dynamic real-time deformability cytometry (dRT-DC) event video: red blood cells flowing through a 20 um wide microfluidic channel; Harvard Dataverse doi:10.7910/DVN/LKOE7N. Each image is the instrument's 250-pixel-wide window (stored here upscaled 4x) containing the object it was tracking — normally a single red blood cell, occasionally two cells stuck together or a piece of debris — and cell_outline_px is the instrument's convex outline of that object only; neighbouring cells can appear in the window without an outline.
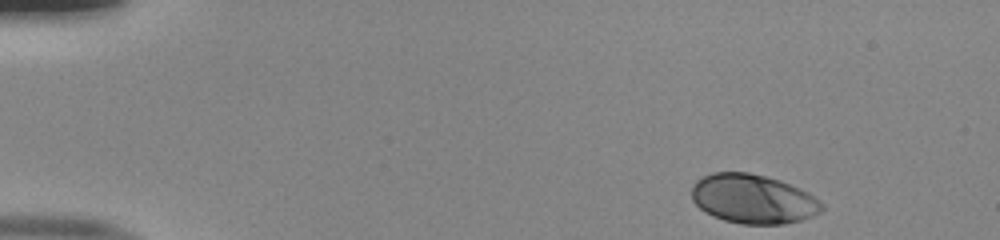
{"species": "human", "species_latin": "Homo sapiens", "temperature_condition": "room temperature", "stored_images_in_passage": 46, "camera_frame_rate_fps": 3000, "um_per_image_px": 0.085, "donor": {"sex": "male"}, "frame": {"image": 1, "passage_image": 1, "time_ms": 0.0, "image_size_px": [1000, 240], "cell_outline_px": [[824, 208], [820, 212], [812, 216], [800, 220], [784, 224], [740, 224], [724, 220], [712, 216], [704, 212], [692, 200], [692, 184], [696, 180], [712, 172], [748, 172], [780, 180], [800, 188], [808, 192], [824, 204]], "centroid_in_image_um": [64.0, 16.91], "position_along_channel_um": 21.0, "area_um2": 37.51}}
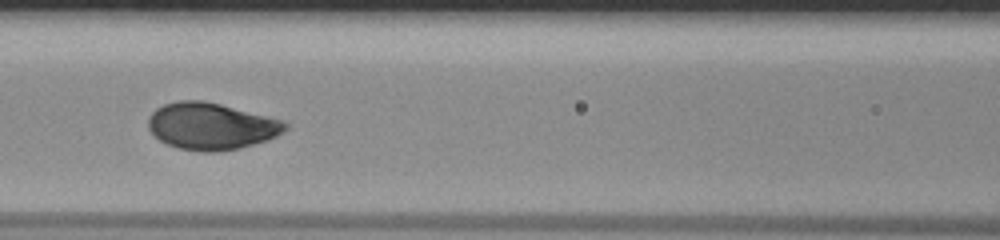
{"frame": {"image": 2, "passage_image": 19, "time_ms": 6.0, "image_size_px": [1000, 240], "cell_outline_px": [[288, 128], [284, 132], [268, 140], [240, 148], [216, 152], [200, 152], [180, 148], [168, 144], [160, 140], [148, 128], [148, 116], [156, 108], [164, 104], [180, 100], [204, 100], [284, 120], [288, 124]], "centroid_in_image_um": [17.97, 10.72], "position_along_channel_um": 148.6, "area_um2": 37.51}}
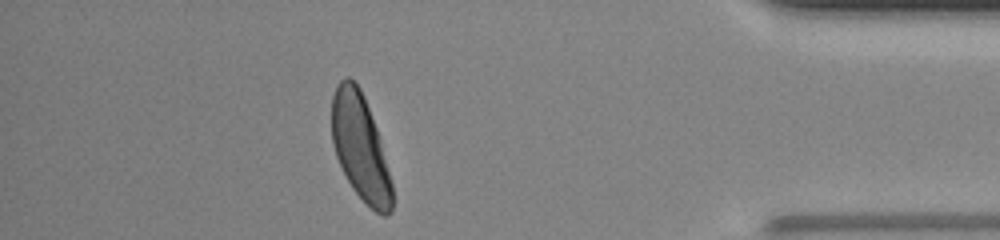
{"frame": {"image": 3, "passage_image": 41, "time_ms": 13.333, "image_size_px": [1000, 240], "cell_outline_px": [[392, 212], [388, 216], [384, 216], [376, 212], [352, 188], [336, 156], [332, 144], [332, 96], [336, 84], [344, 76], [348, 76], [360, 88], [364, 96], [376, 128], [380, 140], [392, 184]], "centroid_in_image_um": [30.61, 12.49], "position_along_channel_um": 404.6, "area_um2": 36.88}, "authors_computed_cell_mechanics": {"area_um2": 37.1076, "velocity_mm_per_s": 3.9837, "shape_relaxation_time_tau1_ms": 2.2425, "shape_relaxation_time_tau2_ms": null, "deformation_change_tau1": 0.1563, "deformation_change_tau2": null}}